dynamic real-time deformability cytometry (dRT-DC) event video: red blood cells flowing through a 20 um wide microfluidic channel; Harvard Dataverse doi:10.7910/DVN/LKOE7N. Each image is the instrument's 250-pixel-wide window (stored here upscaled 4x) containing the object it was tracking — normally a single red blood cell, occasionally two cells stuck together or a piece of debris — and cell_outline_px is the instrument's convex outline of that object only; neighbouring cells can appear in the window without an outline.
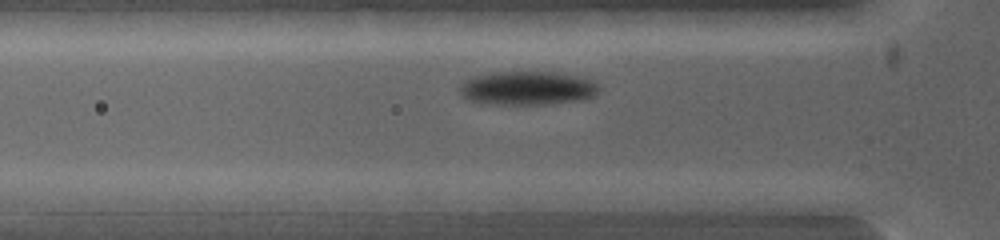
{"species": "common noctule bat (a hibernating species)", "species_latin": "Nyctalus noctula", "temperature_condition": "warm", "stored_images_in_passage": 5, "camera_frame_rate_fps": 5000, "um_per_image_px": 0.085, "animal": {"sex": "female", "body_mass_g": 19.0, "forearm_length_mm": 53.3}, "frame": {"image": 1, "passage_image": 3, "time_ms": 0.4, "image_size_px": [1000, 240], "cell_outline_px": [[580, 200], [576, 212], [496, 212], [492, 200], [512, 192], [560, 192]], "centroid_in_image_um": [45.56, 17.22], "position_along_channel_um": 80.2, "area_um2": 11.21}}